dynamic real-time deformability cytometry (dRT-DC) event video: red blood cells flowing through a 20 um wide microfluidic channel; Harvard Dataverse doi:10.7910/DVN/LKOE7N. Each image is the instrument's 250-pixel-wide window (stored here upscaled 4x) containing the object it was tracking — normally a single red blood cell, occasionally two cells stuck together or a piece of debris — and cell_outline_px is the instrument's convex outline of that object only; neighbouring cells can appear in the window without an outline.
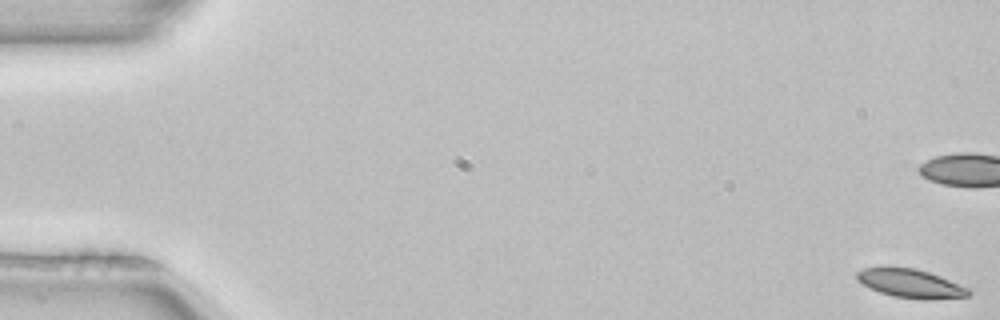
{"species": "common noctule bat (a hibernating species)", "species_latin": "Nyctalus noctula", "temperature_condition": "room temperature", "stored_images_in_passage": 53, "camera_frame_rate_fps": 3000, "um_per_image_px": 0.085, "animal": {"sex": "female", "body_mass_g": 22.7, "forearm_length_mm": 54.2}, "frame": {"image": 1, "passage_image": 1, "time_ms": 0.0, "image_size_px": [1000, 320], "cell_outline_px": [[972, 292], [968, 296], [928, 300], [920, 300], [892, 296], [880, 292], [856, 280], [856, 272], [864, 268], [916, 268], [940, 276], [972, 288]], "centroid_in_image_um": [77.48, 24.12], "position_along_channel_um": 7.5, "area_um2": 18.67}, "authors_computed_cell_mechanics": {"area_um2": 19.1318, "velocity_mm_per_s": 3.9363, "shape_relaxation_time_tau1_ms": 7.8569, "shape_relaxation_time_tau2_ms": null, "deformation_change_tau1": 0.1245, "deformation_change_tau2": null}}